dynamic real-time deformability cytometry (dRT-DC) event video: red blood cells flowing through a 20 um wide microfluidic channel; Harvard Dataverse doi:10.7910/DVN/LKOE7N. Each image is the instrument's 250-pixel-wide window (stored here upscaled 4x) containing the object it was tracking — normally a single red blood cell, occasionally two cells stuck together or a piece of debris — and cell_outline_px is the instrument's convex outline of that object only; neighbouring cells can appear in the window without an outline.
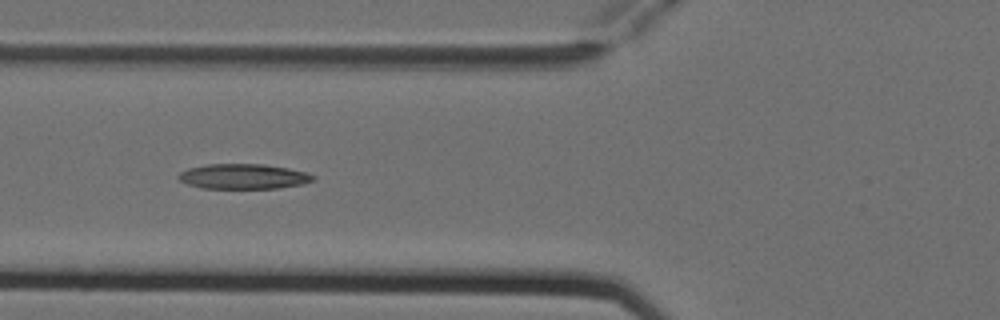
{"species": "Egyptian fruit bat (a non-hibernating species)", "species_latin": "Rousettus aegyptiacus", "temperature_condition": "cold", "stored_images_in_passage": 8, "camera_frame_rate_fps": 3000, "um_per_image_px": 0.085, "animal": {"sex": "female"}, "frame": {"image": 1, "passage_image": 6, "time_ms": 1.667, "image_size_px": [1000, 320], "cell_outline_px": [[316, 180], [304, 184], [276, 188], [200, 188], [188, 184], [180, 180], [176, 176], [180, 172], [188, 168], [208, 164], [264, 164], [288, 168], [304, 172], [316, 176]], "centroid_in_image_um": [20.7, 15.0], "position_along_channel_um": 105.1, "area_um2": 19.71}}
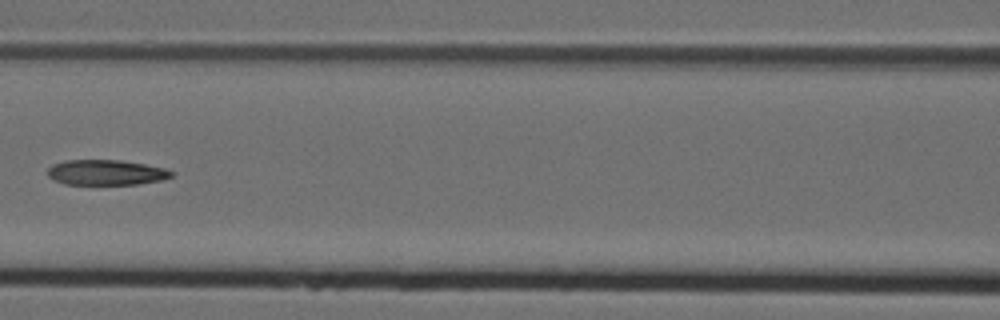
{"frame": {"image": 2, "passage_image": 7, "time_ms": 2.0, "image_size_px": [1000, 320], "cell_outline_px": [[176, 172], [172, 176], [164, 180], [136, 184], [64, 184], [48, 176], [48, 168], [52, 164], [64, 160], [120, 160], [144, 164], [164, 168]], "centroid_in_image_um": [9.04, 14.65], "position_along_channel_um": 157.6, "area_um2": 18.26}}
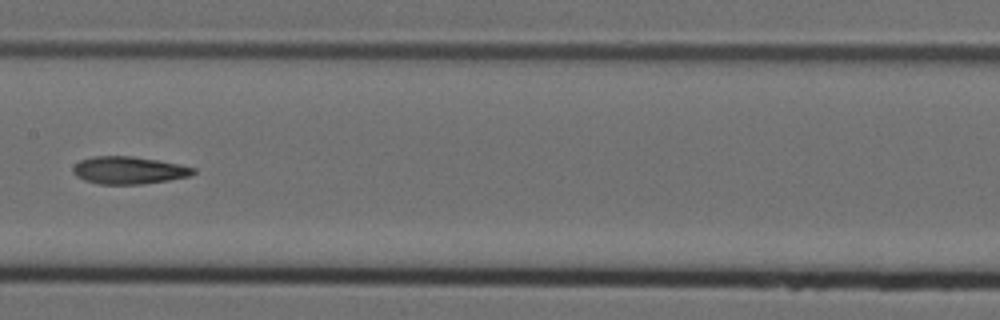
{"frame": {"image": 3, "passage_image": 8, "time_ms": 2.333, "image_size_px": [1000, 320], "cell_outline_px": [[196, 172], [192, 176], [168, 180], [140, 184], [100, 184], [84, 180], [76, 176], [72, 172], [72, 168], [80, 160], [92, 156], [132, 156], [180, 164], [196, 168]], "centroid_in_image_um": [10.95, 14.47], "position_along_channel_um": 196.4, "area_um2": 19.31}}